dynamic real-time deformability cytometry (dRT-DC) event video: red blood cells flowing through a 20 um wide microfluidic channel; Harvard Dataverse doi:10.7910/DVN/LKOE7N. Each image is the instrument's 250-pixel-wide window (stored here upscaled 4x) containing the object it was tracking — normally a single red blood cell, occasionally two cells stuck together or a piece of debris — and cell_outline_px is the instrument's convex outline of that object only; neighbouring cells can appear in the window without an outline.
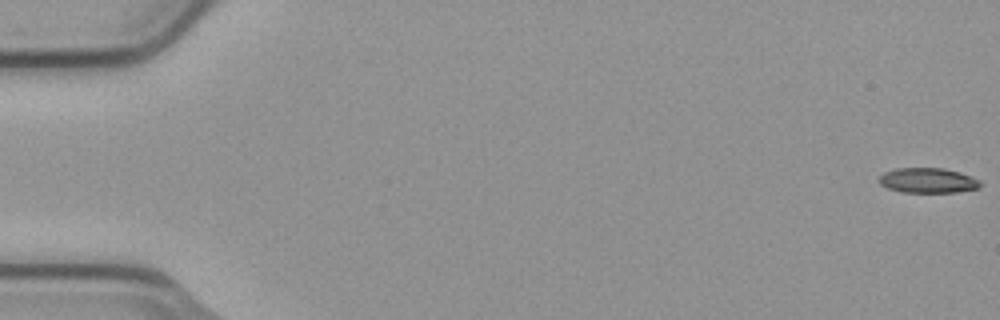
{"species": "common noctule bat (a hibernating species)", "species_latin": "Nyctalus noctula", "temperature_condition": "cold", "stored_images_in_passage": 55, "camera_frame_rate_fps": 3000, "um_per_image_px": 0.085, "animal": {"sex": "male", "body_mass_g": 23.1, "forearm_length_mm": 52.7}, "frame": {"image": 1, "passage_image": 1, "time_ms": 0.0, "image_size_px": [1000, 320], "cell_outline_px": [[984, 184], [980, 188], [956, 192], [900, 192], [888, 188], [880, 184], [876, 180], [884, 172], [896, 168], [944, 168], [960, 172], [980, 180]], "centroid_in_image_um": [78.88, 15.34], "position_along_channel_um": 6.1, "area_um2": 14.97}}
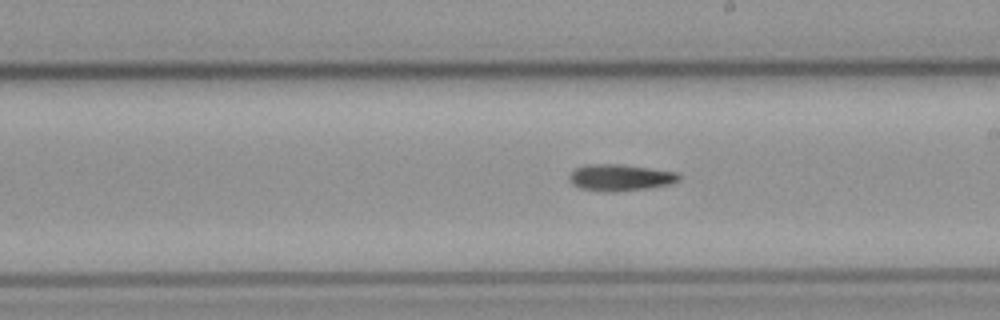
{"frame": {"image": 2, "passage_image": 32, "time_ms": 10.333, "image_size_px": [1000, 320], "cell_outline_px": [[680, 180], [672, 184], [648, 188], [616, 192], [608, 192], [580, 188], [572, 184], [568, 180], [568, 176], [576, 168], [584, 164], [624, 164], [680, 172]], "centroid_in_image_um": [52.75, 15.08], "position_along_channel_um": 236.3, "area_um2": 17.34}}
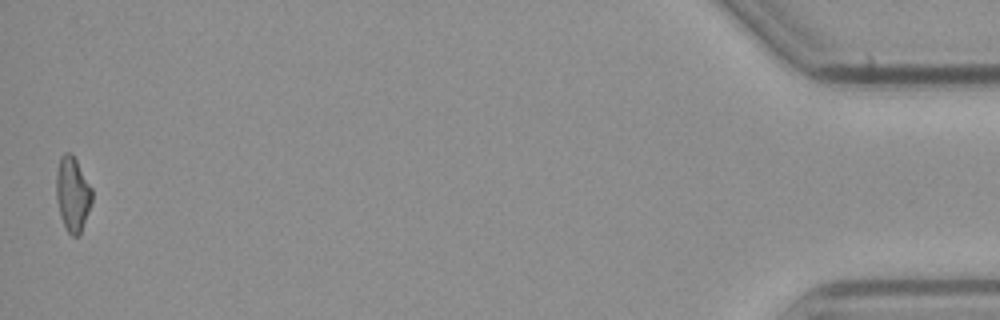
{"frame": {"image": 3, "passage_image": 55, "time_ms": 18.0, "image_size_px": [1000, 320], "cell_outline_px": [[92, 204], [80, 232], [76, 236], [72, 236], [68, 232], [60, 216], [56, 200], [56, 172], [60, 156], [64, 152], [68, 152], [76, 160], [92, 188]], "centroid_in_image_um": [6.16, 16.48], "position_along_channel_um": 429.0, "area_um2": 15.49}, "authors_computed_cell_mechanics": {"area_um2": 15.9528, "velocity_mm_per_s": 3.7919, "shape_relaxation_time_tau1_ms": 10.2222, "shape_relaxation_time_tau2_ms": null, "deformation_change_tau1": 0.2264, "deformation_change_tau2": null}}